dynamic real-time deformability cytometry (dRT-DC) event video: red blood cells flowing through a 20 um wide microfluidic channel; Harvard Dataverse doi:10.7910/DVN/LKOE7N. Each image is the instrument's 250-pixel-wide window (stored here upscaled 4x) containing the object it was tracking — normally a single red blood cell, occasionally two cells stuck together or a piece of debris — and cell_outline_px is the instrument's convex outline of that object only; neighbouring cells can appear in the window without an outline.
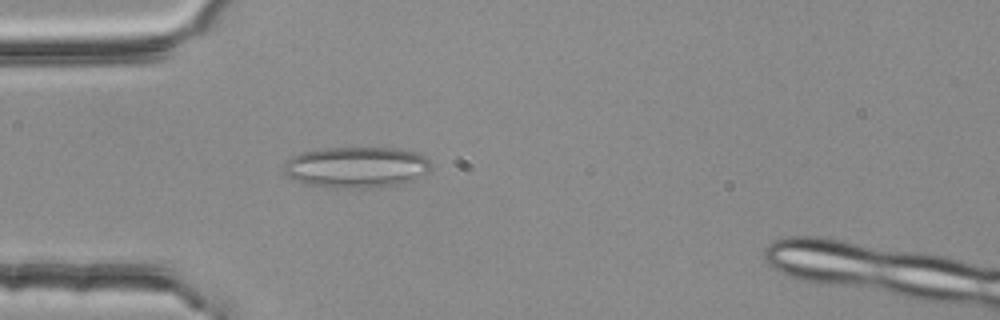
{"species": "common noctule bat (a hibernating species)", "species_latin": "Nyctalus noctula", "temperature_condition": "room temperature", "stored_images_in_passage": 3, "camera_frame_rate_fps": 3000, "um_per_image_px": 0.085, "animal": {"sex": "female", "body_mass_g": 25.1}, "frame": {"image": 1, "passage_image": 3, "time_ms": 0.667, "image_size_px": [1000, 320], "cell_outline_px": [[432, 164], [428, 172], [416, 180], [384, 188], [344, 188], [304, 184], [288, 176], [284, 172], [284, 160], [292, 156], [304, 152], [328, 148], [396, 148], [416, 152], [424, 156]], "centroid_in_image_um": [30.34, 14.23], "position_along_channel_um": 54.7, "area_um2": 35.55}}